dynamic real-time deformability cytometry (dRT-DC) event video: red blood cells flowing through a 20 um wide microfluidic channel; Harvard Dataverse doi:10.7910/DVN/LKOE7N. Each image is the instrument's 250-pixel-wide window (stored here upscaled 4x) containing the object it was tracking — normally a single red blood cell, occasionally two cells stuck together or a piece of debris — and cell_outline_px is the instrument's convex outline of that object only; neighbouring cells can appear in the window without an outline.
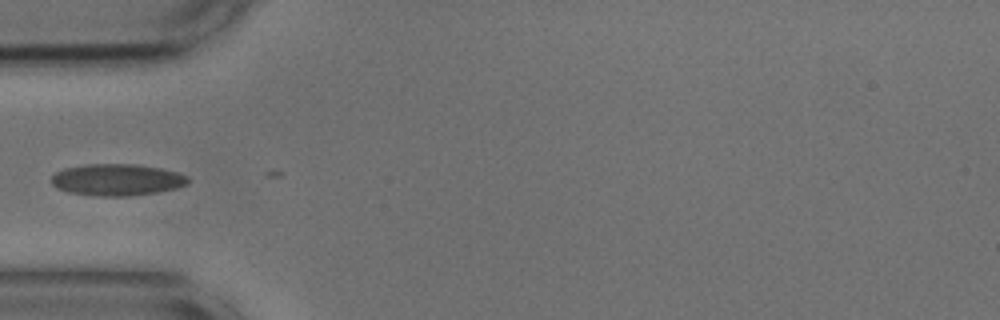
{"species": "common noctule bat (a hibernating species)", "species_latin": "Nyctalus noctula", "temperature_condition": "cold", "stored_images_in_passage": 2, "camera_frame_rate_fps": 3000, "um_per_image_px": 0.085, "animal": {"sex": "male", "body_mass_g": 17.9, "forearm_length_mm": 54.2}, "frame": {"image": 1, "passage_image": 1, "time_ms": 0.0, "image_size_px": [1000, 320], "cell_outline_px": [[188, 184], [176, 188], [156, 192], [128, 196], [96, 196], [68, 192], [56, 188], [52, 184], [52, 176], [56, 172], [64, 168], [84, 164], [136, 164], [160, 168], [176, 172], [188, 176]], "centroid_in_image_um": [9.92, 15.28], "position_along_channel_um": 75.1, "area_um2": 25.26}}